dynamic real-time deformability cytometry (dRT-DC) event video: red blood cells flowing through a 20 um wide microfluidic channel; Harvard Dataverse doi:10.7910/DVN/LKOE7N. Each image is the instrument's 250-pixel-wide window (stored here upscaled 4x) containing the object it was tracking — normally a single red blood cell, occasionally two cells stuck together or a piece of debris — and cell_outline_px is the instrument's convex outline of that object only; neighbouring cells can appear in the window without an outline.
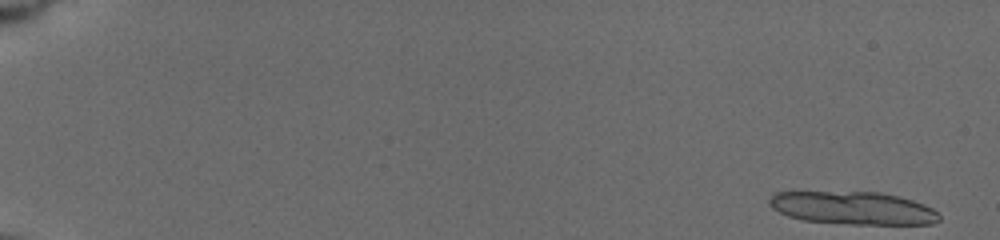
{"species": "common noctule bat (a hibernating species)", "species_latin": "Nyctalus noctula", "temperature_condition": "cold", "stored_images_in_passage": 18, "camera_frame_rate_fps": 3000, "um_per_image_px": 0.085, "animal": {"sex": "female", "body_mass_g": 19.5, "forearm_length_mm": 54.1}, "frame": {"image": 1, "passage_image": 1, "time_ms": 0.0, "image_size_px": [1000, 240], "cell_outline_px": [[940, 220], [932, 224], [852, 224], [804, 220], [788, 216], [772, 208], [768, 200], [776, 192], [880, 192], [900, 196], [924, 204], [932, 208], [940, 216]], "centroid_in_image_um": [72.53, 17.68], "position_along_channel_um": 12.5, "area_um2": 32.43}}